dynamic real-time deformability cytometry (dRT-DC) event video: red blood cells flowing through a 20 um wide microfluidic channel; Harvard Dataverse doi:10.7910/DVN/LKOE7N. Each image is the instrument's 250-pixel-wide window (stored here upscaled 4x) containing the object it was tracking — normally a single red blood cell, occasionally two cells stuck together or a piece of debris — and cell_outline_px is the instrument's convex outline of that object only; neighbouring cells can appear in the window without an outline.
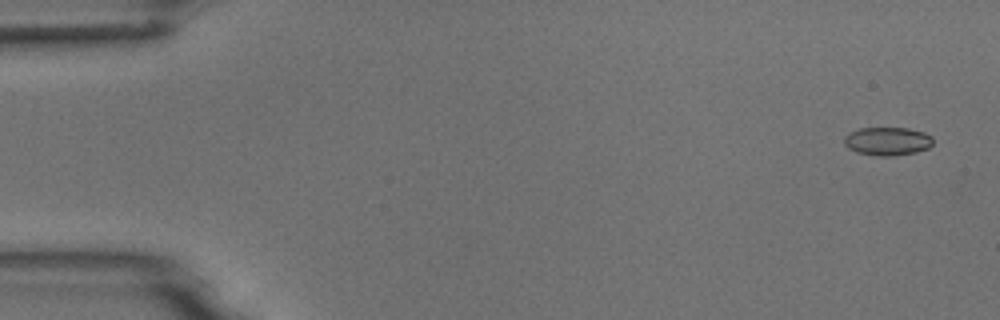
{"species": "common noctule bat (a hibernating species)", "species_latin": "Nyctalus noctula", "temperature_condition": "room temperature", "stored_images_in_passage": 6, "camera_frame_rate_fps": 3000, "um_per_image_px": 0.085, "animal": {"sex": "male", "body_mass_g": 18.8}, "frame": {"image": 1, "passage_image": 1, "time_ms": 0.0, "image_size_px": [1000, 320], "cell_outline_px": [[932, 144], [928, 148], [916, 152], [892, 156], [880, 156], [856, 152], [848, 148], [844, 144], [844, 136], [848, 132], [860, 128], [908, 128], [924, 132], [932, 136]], "centroid_in_image_um": [75.41, 12.0], "position_along_channel_um": 9.6, "area_um2": 14.74}}